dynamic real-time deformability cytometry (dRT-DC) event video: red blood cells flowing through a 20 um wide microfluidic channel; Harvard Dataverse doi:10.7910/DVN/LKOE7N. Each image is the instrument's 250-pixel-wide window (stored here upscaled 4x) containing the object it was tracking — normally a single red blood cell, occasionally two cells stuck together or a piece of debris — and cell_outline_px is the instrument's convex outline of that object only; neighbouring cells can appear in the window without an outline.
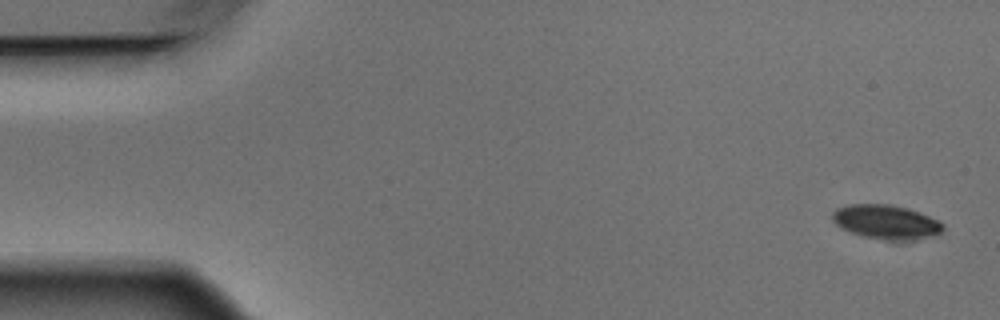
{"species": "Egyptian fruit bat (a non-hibernating species)", "species_latin": "Rousettus aegyptiacus", "temperature_condition": "warm", "stored_images_in_passage": 5, "camera_frame_rate_fps": 3000, "um_per_image_px": 0.085, "animal": {"sex": "male"}, "frame": {"image": 1, "passage_image": 1, "time_ms": 0.0, "image_size_px": [1000, 320], "cell_outline_px": [[944, 228], [940, 232], [932, 236], [912, 240], [888, 240], [864, 236], [852, 232], [836, 224], [832, 220], [832, 212], [836, 208], [848, 204], [892, 204], [908, 208], [920, 212], [940, 220], [944, 224]], "centroid_in_image_um": [75.35, 18.85], "position_along_channel_um": 9.6, "area_um2": 22.08}}
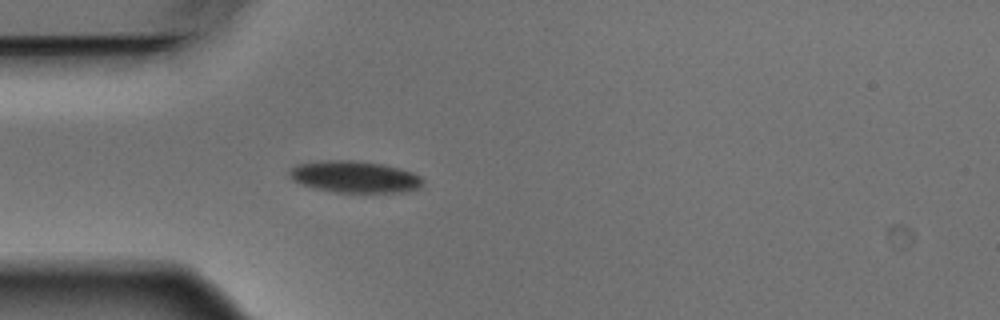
{"frame": {"image": 2, "passage_image": 5, "time_ms": 1.333, "image_size_px": [1000, 320], "cell_outline_px": [[424, 184], [420, 188], [404, 192], [336, 192], [312, 188], [300, 184], [292, 180], [288, 176], [288, 168], [296, 164], [320, 160], [356, 160], [384, 164], [400, 168], [412, 172], [420, 176], [424, 180]], "centroid_in_image_um": [30.11, 15.02], "position_along_channel_um": 54.9, "area_um2": 25.2}}